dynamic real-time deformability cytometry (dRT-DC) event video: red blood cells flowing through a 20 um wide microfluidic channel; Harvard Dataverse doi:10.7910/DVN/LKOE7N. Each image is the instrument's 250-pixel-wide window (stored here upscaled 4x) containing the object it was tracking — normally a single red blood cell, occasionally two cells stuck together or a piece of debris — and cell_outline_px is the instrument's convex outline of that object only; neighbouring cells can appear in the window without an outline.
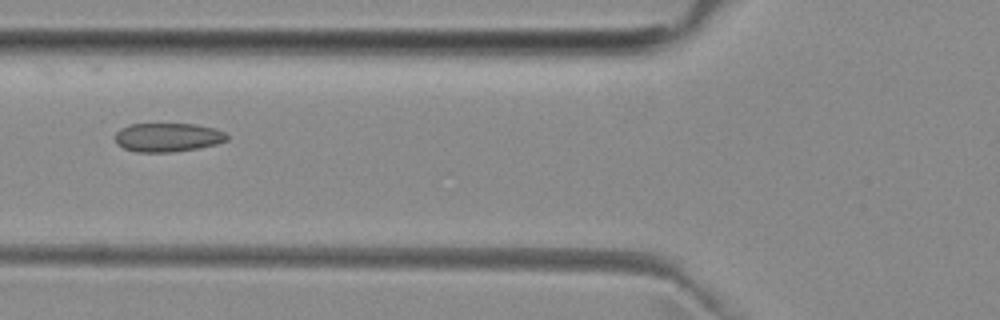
{"species": "common noctule bat (a hibernating species)", "species_latin": "Nyctalus noctula", "temperature_condition": "room temperature", "stored_images_in_passage": 3, "camera_frame_rate_fps": 3000, "um_per_image_px": 0.085, "animal": {"sex": "female", "body_mass_g": 29.2, "forearm_length_mm": 56.3}, "frame": {"image": 1, "passage_image": 2, "time_ms": 1.0, "image_size_px": [1000, 320], "cell_outline_px": [[228, 140], [216, 144], [196, 148], [172, 152], [136, 152], [124, 148], [116, 144], [116, 132], [120, 128], [128, 124], [196, 124], [216, 128], [224, 132], [228, 136]], "centroid_in_image_um": [14.25, 11.67], "position_along_channel_um": 111.5, "area_um2": 18.84}}